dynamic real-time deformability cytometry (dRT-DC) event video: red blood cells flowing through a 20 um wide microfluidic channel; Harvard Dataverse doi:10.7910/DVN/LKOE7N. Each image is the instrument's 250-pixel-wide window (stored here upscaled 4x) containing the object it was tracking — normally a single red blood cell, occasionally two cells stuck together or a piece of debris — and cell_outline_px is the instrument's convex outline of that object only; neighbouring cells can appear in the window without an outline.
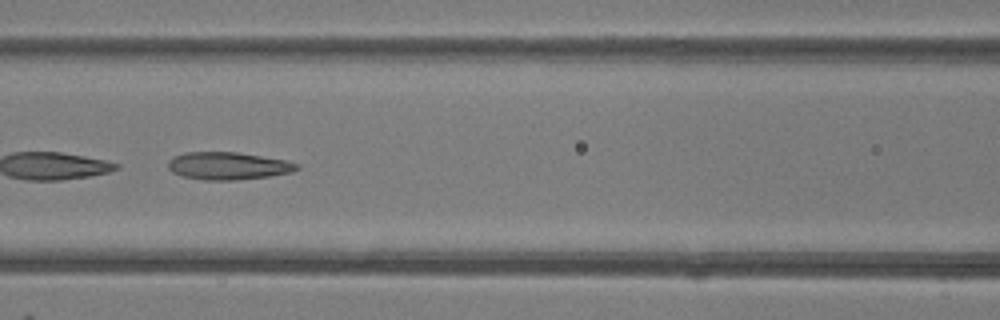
{"species": "common noctule bat (a hibernating species)", "species_latin": "Nyctalus noctula", "temperature_condition": "room temperature", "stored_images_in_passage": 7, "camera_frame_rate_fps": 3000, "um_per_image_px": 0.085, "animal": {"sex": "female"}, "frame": {"image": 1, "passage_image": 7, "time_ms": 7.0, "image_size_px": [1000, 320], "cell_outline_px": [[300, 168], [292, 172], [268, 176], [236, 180], [204, 180], [180, 176], [172, 172], [168, 168], [168, 160], [172, 156], [184, 152], [236, 152], [284, 160], [300, 164]], "centroid_in_image_um": [19.34, 14.1], "position_along_channel_um": 147.3, "area_um2": 20.75}}